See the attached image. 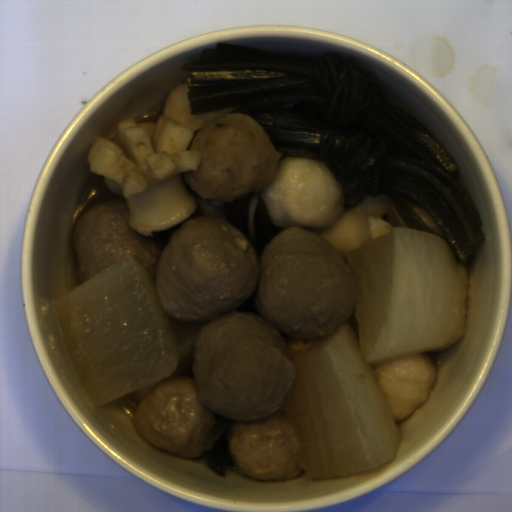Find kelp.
<instances>
[{
	"label": "kelp",
	"mask_w": 512,
	"mask_h": 512,
	"mask_svg": "<svg viewBox=\"0 0 512 512\" xmlns=\"http://www.w3.org/2000/svg\"><path fill=\"white\" fill-rule=\"evenodd\" d=\"M182 72L191 116L237 106L229 114L250 115L284 157L323 161L342 184L347 209L386 196L408 228L436 234L409 204L420 207L464 266L487 240L471 195L454 178L455 160L353 61L218 43Z\"/></svg>",
	"instance_id": "1"
},
{
	"label": "kelp",
	"mask_w": 512,
	"mask_h": 512,
	"mask_svg": "<svg viewBox=\"0 0 512 512\" xmlns=\"http://www.w3.org/2000/svg\"><path fill=\"white\" fill-rule=\"evenodd\" d=\"M216 423L212 425L204 439L200 458L215 474L224 476L227 468L235 467L230 447V430L239 421L225 418L215 413Z\"/></svg>",
	"instance_id": "2"
}]
</instances>
